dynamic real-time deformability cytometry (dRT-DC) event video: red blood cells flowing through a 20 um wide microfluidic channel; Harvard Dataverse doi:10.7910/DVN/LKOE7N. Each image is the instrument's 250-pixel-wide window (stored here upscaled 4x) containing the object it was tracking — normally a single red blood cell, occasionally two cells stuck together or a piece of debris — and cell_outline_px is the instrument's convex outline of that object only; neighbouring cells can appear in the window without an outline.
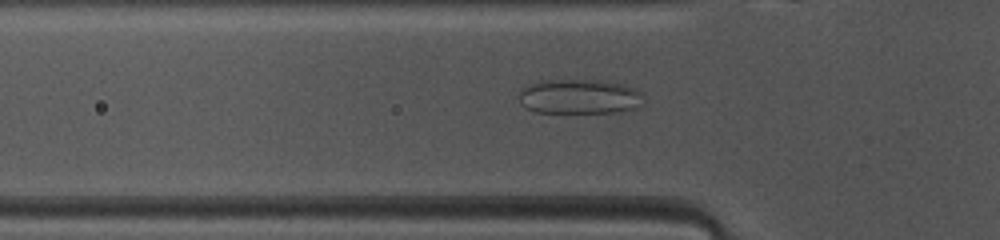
{"species": "common noctule bat (a hibernating species)", "species_latin": "Nyctalus noctula", "temperature_condition": "warm", "stored_images_in_passage": 37, "camera_frame_rate_fps": 3000, "um_per_image_px": 0.085, "animal": {"sex": "female", "body_mass_g": 10.0, "forearm_length_mm": 53.1}, "frame": {"image": 1, "passage_image": 9, "time_ms": 2.667, "image_size_px": [1000, 240], "cell_outline_px": [[644, 92], [640, 104], [636, 108], [616, 112], [536, 112], [520, 104], [520, 88], [544, 80], [608, 80], [624, 84], [636, 88]], "centroid_in_image_um": [49.3, 8.19], "position_along_channel_um": 76.5, "area_um2": 25.32}}
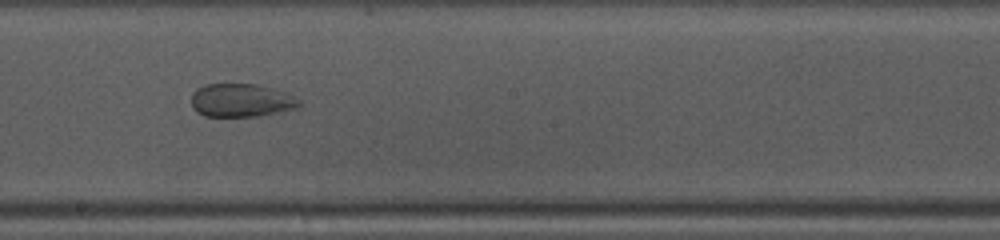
{"frame": {"image": 2, "passage_image": 20, "time_ms": 6.333, "image_size_px": [1000, 240], "cell_outline_px": [[304, 104], [296, 108], [260, 116], [204, 116], [196, 112], [192, 108], [192, 92], [196, 88], [204, 84], [256, 84], [288, 92], [296, 96]], "centroid_in_image_um": [20.53, 8.52], "position_along_channel_um": 227.7, "area_um2": 21.27}}
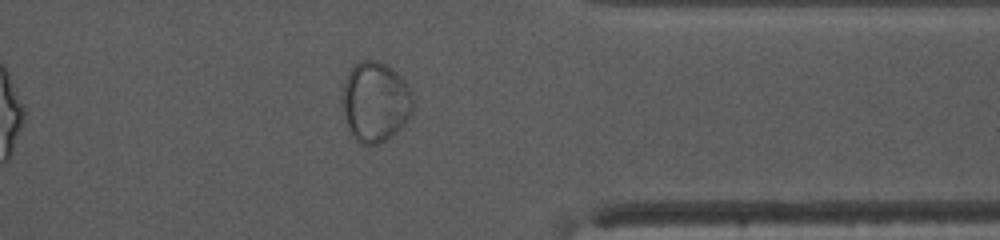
{"frame": {"image": 3, "passage_image": 32, "time_ms": 10.333, "image_size_px": [1000, 240], "cell_outline_px": [[412, 112], [400, 128], [392, 136], [376, 144], [360, 144], [352, 136], [348, 128], [344, 116], [340, 100], [344, 80], [348, 72], [360, 60], [376, 60], [384, 64], [396, 72], [404, 80], [412, 92]], "centroid_in_image_um": [31.86, 8.65], "position_along_channel_um": 379.5, "area_um2": 33.12}}